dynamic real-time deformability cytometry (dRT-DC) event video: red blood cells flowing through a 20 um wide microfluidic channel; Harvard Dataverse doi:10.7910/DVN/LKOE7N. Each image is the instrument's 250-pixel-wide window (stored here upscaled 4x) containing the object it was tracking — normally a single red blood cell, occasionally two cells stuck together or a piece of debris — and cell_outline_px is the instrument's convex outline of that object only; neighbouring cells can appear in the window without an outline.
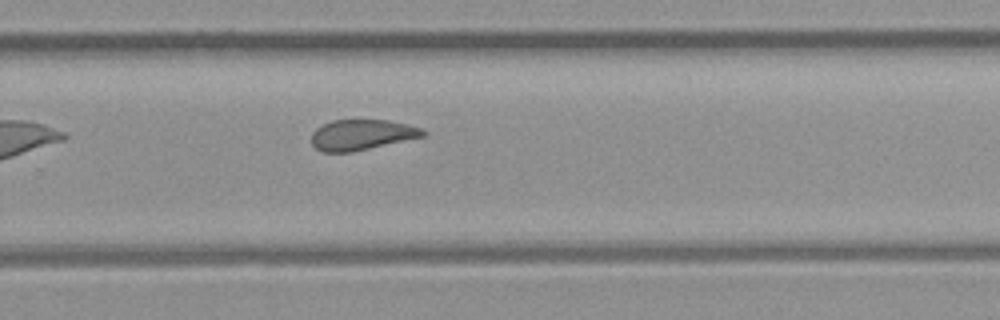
{"species": "common noctule bat (a hibernating species)", "species_latin": "Nyctalus noctula", "temperature_condition": "room temperature", "stored_images_in_passage": 9, "camera_frame_rate_fps": 3000, "um_per_image_px": 0.085, "animal": {"sex": "female", "body_mass_g": 21.9}, "frame": {"image": 1, "passage_image": 9, "time_ms": 9.0, "image_size_px": [1000, 320], "cell_outline_px": [[428, 132], [424, 136], [352, 152], [320, 152], [312, 144], [312, 132], [316, 128], [332, 120], [388, 120], [408, 124], [424, 128]], "centroid_in_image_um": [30.76, 11.45], "position_along_channel_um": 299.0, "area_um2": 19.88}}